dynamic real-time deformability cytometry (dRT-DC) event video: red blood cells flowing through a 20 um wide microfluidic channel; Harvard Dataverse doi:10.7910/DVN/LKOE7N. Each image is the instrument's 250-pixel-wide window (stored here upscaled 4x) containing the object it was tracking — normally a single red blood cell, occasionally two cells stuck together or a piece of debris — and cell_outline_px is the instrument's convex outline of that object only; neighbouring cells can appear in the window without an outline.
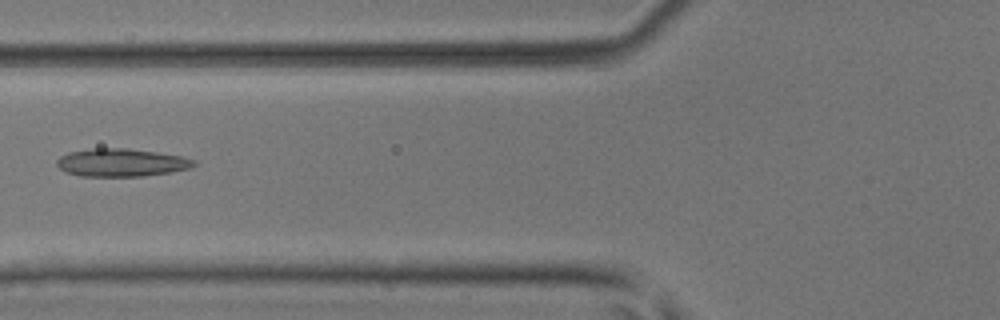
{"species": "common noctule bat (a hibernating species)", "species_latin": "Nyctalus noctula", "temperature_condition": "room temperature", "stored_images_in_passage": 7, "camera_frame_rate_fps": 3000, "um_per_image_px": 0.085, "animal": {"sex": "male", "body_mass_g": 17.9, "forearm_length_mm": 54.2}, "frame": {"image": 1, "passage_image": 6, "time_ms": 1.667, "image_size_px": [1000, 320], "cell_outline_px": [[196, 164], [192, 168], [144, 176], [80, 176], [64, 172], [56, 164], [56, 160], [60, 156], [68, 152], [96, 148], [124, 148], [156, 152], [180, 156], [196, 160]], "centroid_in_image_um": [10.29, 13.82], "position_along_channel_um": 115.5, "area_um2": 22.25}}
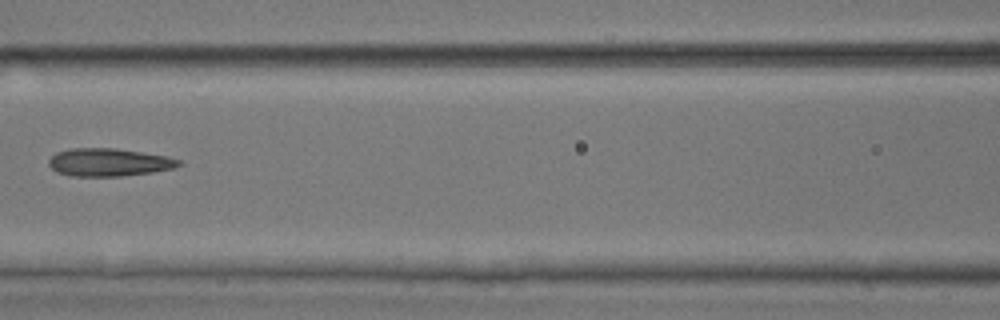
{"frame": {"image": 2, "passage_image": 7, "time_ms": 2.0, "image_size_px": [1000, 320], "cell_outline_px": [[184, 164], [176, 168], [152, 172], [120, 176], [68, 176], [56, 172], [48, 164], [48, 160], [56, 152], [72, 148], [116, 148], [168, 156], [180, 160]], "centroid_in_image_um": [9.27, 13.79], "position_along_channel_um": 157.3, "area_um2": 21.33}}